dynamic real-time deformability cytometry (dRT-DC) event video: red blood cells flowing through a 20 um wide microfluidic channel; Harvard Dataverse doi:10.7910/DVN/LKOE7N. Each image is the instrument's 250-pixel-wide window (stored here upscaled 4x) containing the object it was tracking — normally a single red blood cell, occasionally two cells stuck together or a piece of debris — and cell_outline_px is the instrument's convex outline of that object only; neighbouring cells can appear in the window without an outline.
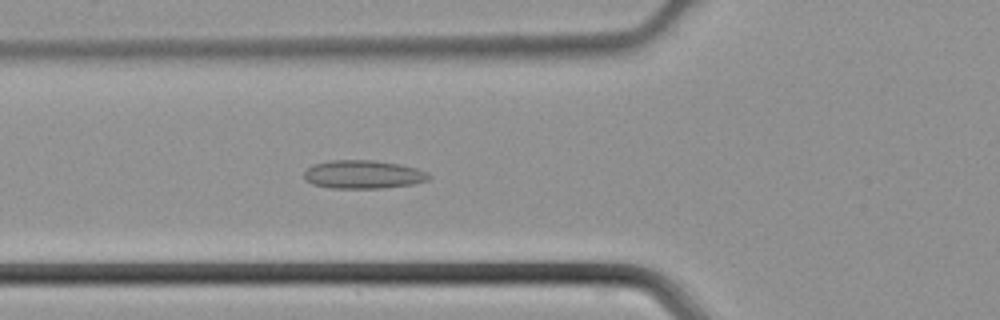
{"species": "common noctule bat (a hibernating species)", "species_latin": "Nyctalus noctula", "temperature_condition": "cold", "stored_images_in_passage": 23, "camera_frame_rate_fps": 3000, "um_per_image_px": 0.085, "animal": {"sex": "male", "body_mass_g": 21.5, "forearm_length_mm": 52.0}, "frame": {"image": 1, "passage_image": 17, "time_ms": 5.333, "image_size_px": [1000, 320], "cell_outline_px": [[432, 176], [428, 180], [412, 184], [380, 188], [332, 188], [312, 184], [304, 180], [304, 172], [312, 164], [328, 160], [372, 160], [400, 164], [416, 168], [428, 172]], "centroid_in_image_um": [30.85, 14.82], "position_along_channel_um": 94.9, "area_um2": 20.75}}
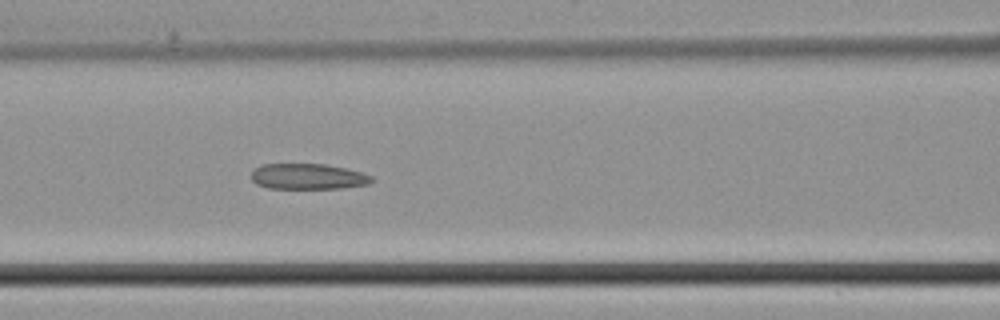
{"frame": {"image": 2, "passage_image": 20, "time_ms": 6.333, "image_size_px": [1000, 320], "cell_outline_px": [[372, 180], [368, 184], [340, 188], [268, 188], [256, 184], [252, 180], [252, 172], [256, 168], [264, 164], [324, 164], [348, 168], [372, 176]], "centroid_in_image_um": [26.17, 15.0], "position_along_channel_um": 140.4, "area_um2": 17.86}}
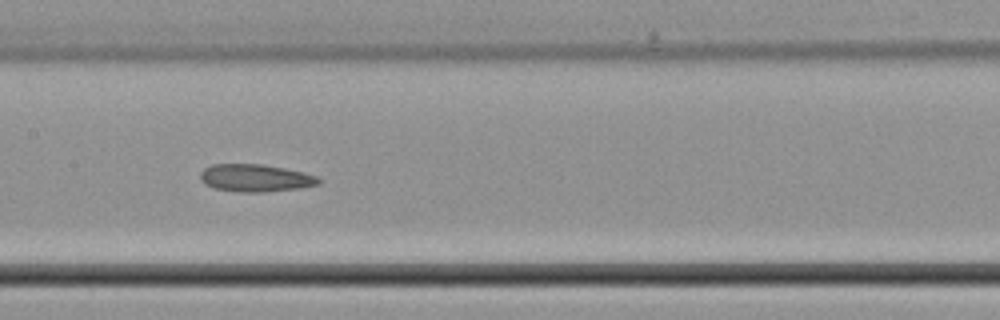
{"frame": {"image": 3, "passage_image": 23, "time_ms": 7.333, "image_size_px": [1000, 320], "cell_outline_px": [[320, 184], [300, 188], [260, 192], [236, 192], [216, 188], [204, 184], [200, 180], [200, 172], [204, 168], [212, 164], [260, 164], [284, 168], [304, 172], [316, 176], [320, 180]], "centroid_in_image_um": [21.68, 15.13], "position_along_channel_um": 185.7, "area_um2": 18.96}}